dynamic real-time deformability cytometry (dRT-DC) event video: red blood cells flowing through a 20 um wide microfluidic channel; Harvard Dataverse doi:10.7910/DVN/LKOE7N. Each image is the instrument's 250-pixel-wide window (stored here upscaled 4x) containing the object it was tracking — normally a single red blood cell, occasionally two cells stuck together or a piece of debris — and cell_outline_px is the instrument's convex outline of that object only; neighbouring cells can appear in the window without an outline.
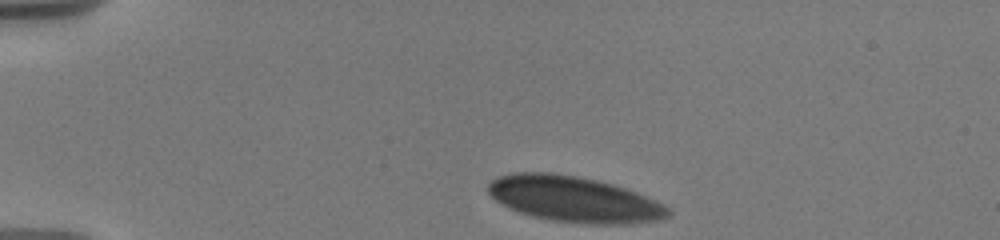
{"species": "human", "species_latin": "Homo sapiens", "temperature_condition": "warm", "stored_images_in_passage": 4, "camera_frame_rate_fps": 3000, "um_per_image_px": 0.085, "donor": {"sex": "male"}, "frame": {"image": 1, "passage_image": 1, "time_ms": 0.0, "image_size_px": [1000, 240], "cell_outline_px": [[672, 216], [660, 220], [636, 224], [592, 224], [548, 220], [532, 216], [508, 208], [500, 204], [488, 192], [488, 184], [492, 180], [500, 176], [516, 172], [548, 172], [576, 176], [596, 180], [612, 184], [636, 192], [656, 200], [672, 208]], "centroid_in_image_um": [48.85, 16.95], "position_along_channel_um": 36.1, "area_um2": 48.32}}
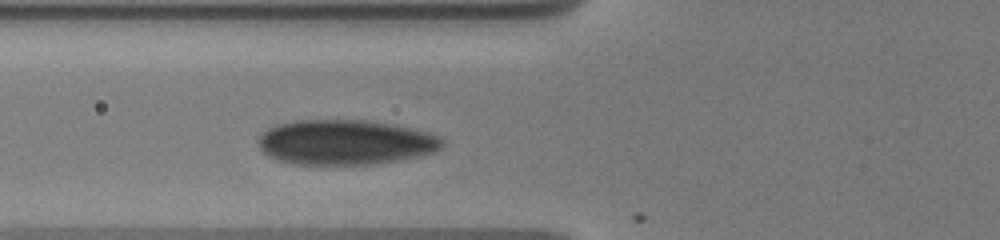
{"frame": {"image": 2, "passage_image": 4, "time_ms": 3.333, "image_size_px": [1000, 240], "cell_outline_px": [[444, 144], [440, 148], [432, 152], [416, 156], [396, 160], [372, 164], [292, 164], [276, 160], [268, 156], [260, 148], [256, 140], [260, 132], [276, 124], [296, 120], [364, 120], [392, 124], [412, 128], [428, 132], [440, 136], [444, 140]], "centroid_in_image_um": [29.29, 12.08], "position_along_channel_um": 96.5, "area_um2": 48.38}}